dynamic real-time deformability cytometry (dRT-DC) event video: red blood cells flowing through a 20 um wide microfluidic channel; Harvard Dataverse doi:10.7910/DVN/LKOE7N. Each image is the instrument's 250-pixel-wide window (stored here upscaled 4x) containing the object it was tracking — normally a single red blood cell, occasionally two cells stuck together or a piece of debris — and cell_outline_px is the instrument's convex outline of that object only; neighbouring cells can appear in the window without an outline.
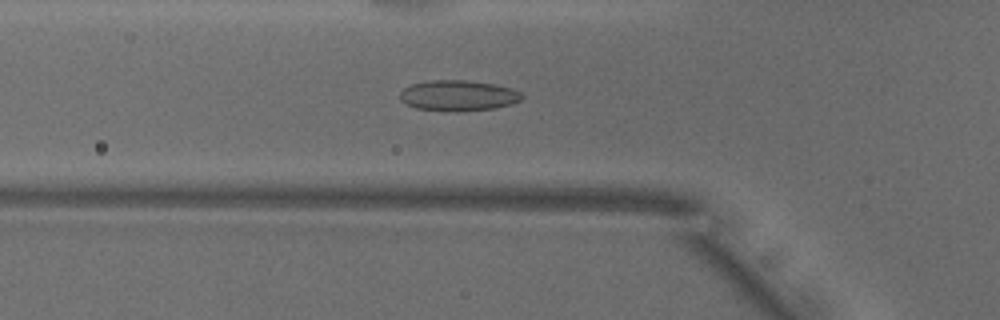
{"species": "common noctule bat (a hibernating species)", "species_latin": "Nyctalus noctula", "temperature_condition": "warm", "stored_images_in_passage": 41, "camera_frame_rate_fps": 3000, "um_per_image_px": 0.085, "animal": {"sex": "male", "body_mass_g": 18.8}, "frame": {"image": 1, "passage_image": 6, "time_ms": 1.667, "image_size_px": [1000, 320], "cell_outline_px": [[524, 96], [520, 100], [512, 104], [496, 108], [456, 112], [448, 112], [416, 108], [404, 104], [400, 100], [400, 92], [404, 88], [412, 84], [432, 80], [464, 80], [496, 84], [512, 88], [520, 92]], "centroid_in_image_um": [38.95, 8.14], "position_along_channel_um": 86.9, "area_um2": 22.08}}
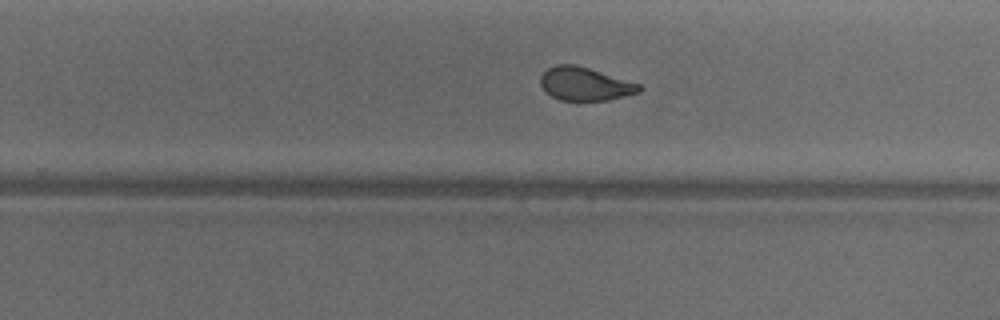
{"frame": {"image": 2, "passage_image": 21, "time_ms": 6.667, "image_size_px": [1000, 320], "cell_outline_px": [[644, 88], [640, 92], [608, 100], [580, 104], [560, 100], [544, 92], [540, 84], [540, 76], [548, 68], [556, 64], [576, 64], [640, 84]], "centroid_in_image_um": [49.7, 7.18], "position_along_channel_um": 280.1, "area_um2": 19.88}}
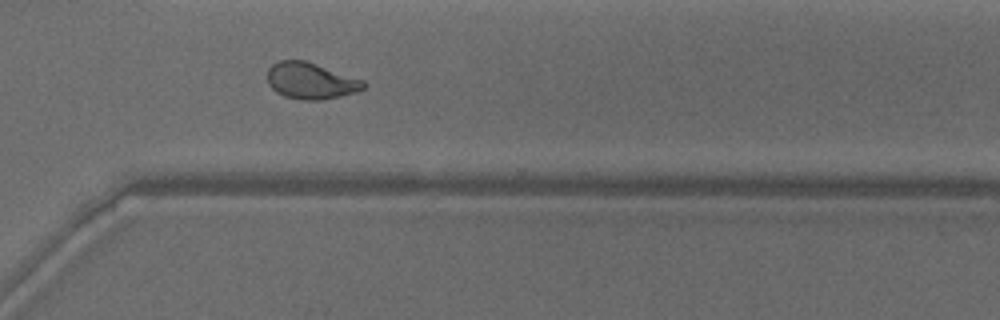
{"frame": {"image": 3, "passage_image": 26, "time_ms": 8.333, "image_size_px": [1000, 320], "cell_outline_px": [[368, 84], [364, 88], [340, 96], [324, 100], [304, 100], [284, 96], [276, 92], [268, 84], [268, 68], [272, 64], [280, 60], [304, 60], [364, 80]], "centroid_in_image_um": [26.4, 6.87], "position_along_channel_um": 344.2, "area_um2": 20.29}, "authors_computed_cell_mechanics": {"area_um2": 20.6346, "velocity_mm_per_s": 3.8433, "shape_relaxation_time_tau1_ms": null, "shape_relaxation_time_tau2_ms": 1.3425, "deformation_change_tau1": null, "deformation_change_tau2": 0.0752}}